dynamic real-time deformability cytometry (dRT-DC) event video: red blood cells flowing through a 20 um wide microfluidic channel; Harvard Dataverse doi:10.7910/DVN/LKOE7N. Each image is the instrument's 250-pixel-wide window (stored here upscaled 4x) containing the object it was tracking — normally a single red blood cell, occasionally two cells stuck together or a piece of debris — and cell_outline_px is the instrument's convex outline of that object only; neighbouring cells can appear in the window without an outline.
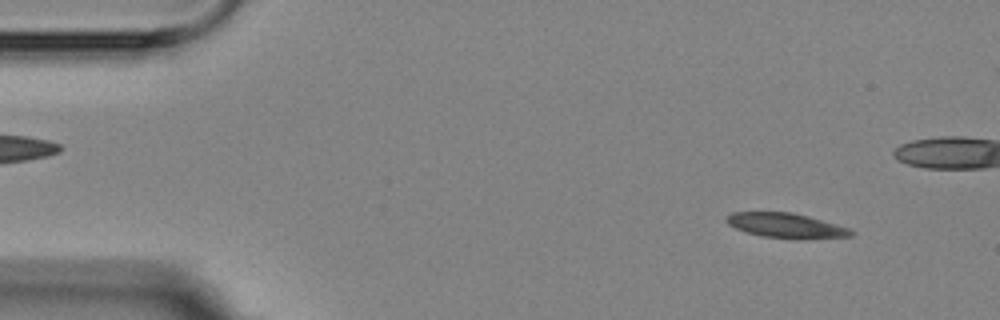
{"species": "Egyptian fruit bat (a non-hibernating species)", "species_latin": "Rousettus aegyptiacus", "temperature_condition": "room temperature", "stored_images_in_passage": 6, "segment_of_instrument_passage": [1, 2], "camera_frame_rate_fps": 3000, "um_per_image_px": 0.085, "animal": {"sex": "female"}, "frame": {"image": 1, "passage_image": 1, "time_ms": 0.0, "image_size_px": [1000, 320], "cell_outline_px": [[856, 232], [852, 236], [800, 240], [764, 236], [748, 232], [736, 228], [728, 224], [724, 220], [724, 216], [732, 212], [792, 212], [808, 216], [836, 224], [848, 228]], "centroid_in_image_um": [66.82, 19.17], "position_along_channel_um": 18.2, "area_um2": 18.15}}
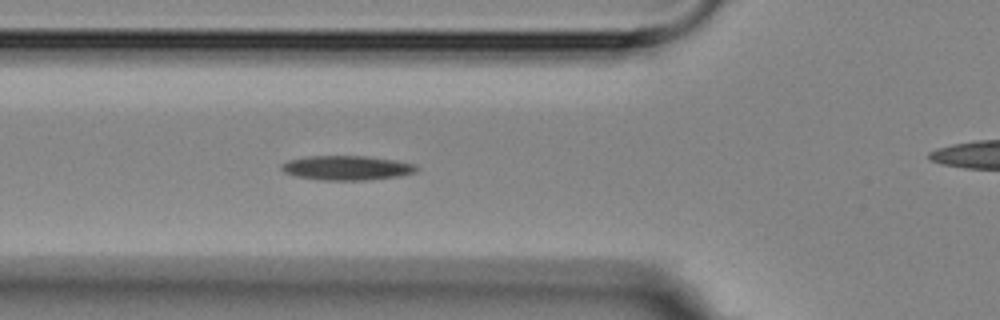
{"frame": {"image": 2, "passage_image": 5, "time_ms": 4.667, "image_size_px": [1000, 320], "cell_outline_px": [[420, 168], [416, 172], [400, 176], [364, 180], [320, 180], [296, 176], [284, 172], [280, 168], [280, 164], [288, 160], [308, 156], [368, 156], [396, 160], [412, 164]], "centroid_in_image_um": [29.46, 14.27], "position_along_channel_um": 96.3, "area_um2": 19.31}}